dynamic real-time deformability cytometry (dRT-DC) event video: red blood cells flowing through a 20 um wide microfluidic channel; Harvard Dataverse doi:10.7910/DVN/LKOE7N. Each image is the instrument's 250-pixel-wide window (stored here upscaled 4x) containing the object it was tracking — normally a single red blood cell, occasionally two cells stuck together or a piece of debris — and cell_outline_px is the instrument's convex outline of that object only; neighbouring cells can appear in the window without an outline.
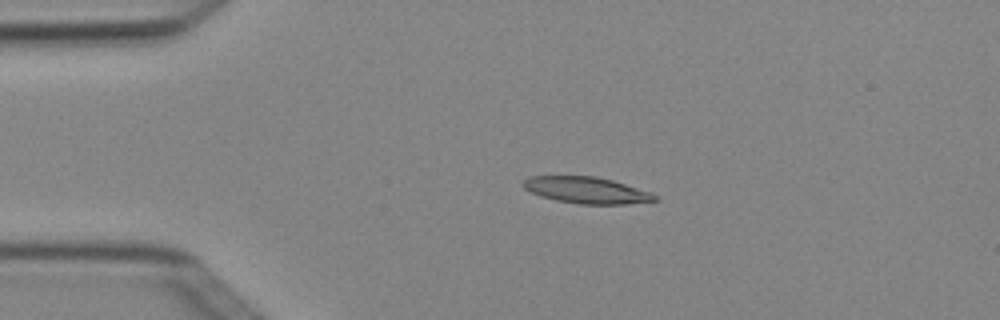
{"species": "Egyptian fruit bat (a non-hibernating species)", "species_latin": "Rousettus aegyptiacus", "temperature_condition": "cold", "stored_images_in_passage": 4, "camera_frame_rate_fps": 3000, "um_per_image_px": 0.085, "animal": {"sex": "female"}, "frame": {"image": 1, "passage_image": 3, "time_ms": 0.667, "image_size_px": [1000, 320], "cell_outline_px": [[660, 200], [624, 204], [580, 204], [556, 200], [540, 196], [524, 188], [520, 184], [528, 176], [596, 176], [612, 180], [652, 192]], "centroid_in_image_um": [49.85, 16.16], "position_along_channel_um": 35.2, "area_um2": 20.35}}